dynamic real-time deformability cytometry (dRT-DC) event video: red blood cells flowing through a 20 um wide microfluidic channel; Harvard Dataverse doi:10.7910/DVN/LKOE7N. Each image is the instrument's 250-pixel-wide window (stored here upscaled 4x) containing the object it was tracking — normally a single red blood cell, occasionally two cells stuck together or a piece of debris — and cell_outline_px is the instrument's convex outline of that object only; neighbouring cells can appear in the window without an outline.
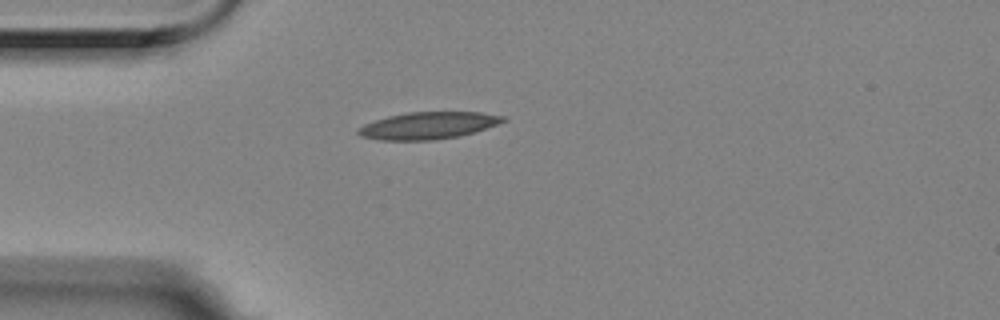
{"species": "Egyptian fruit bat (a non-hibernating species)", "species_latin": "Rousettus aegyptiacus", "temperature_condition": "room temperature", "stored_images_in_passage": 10, "camera_frame_rate_fps": 3000, "um_per_image_px": 0.085, "animal": {"sex": "female"}, "frame": {"image": 1, "passage_image": 1, "time_ms": 0.0, "image_size_px": [1000, 320], "cell_outline_px": [[508, 120], [476, 132], [460, 136], [432, 140], [380, 140], [360, 136], [356, 132], [356, 128], [364, 124], [388, 116], [408, 112], [480, 112], [504, 116]], "centroid_in_image_um": [36.39, 10.67], "position_along_channel_um": 48.6, "area_um2": 22.95}}
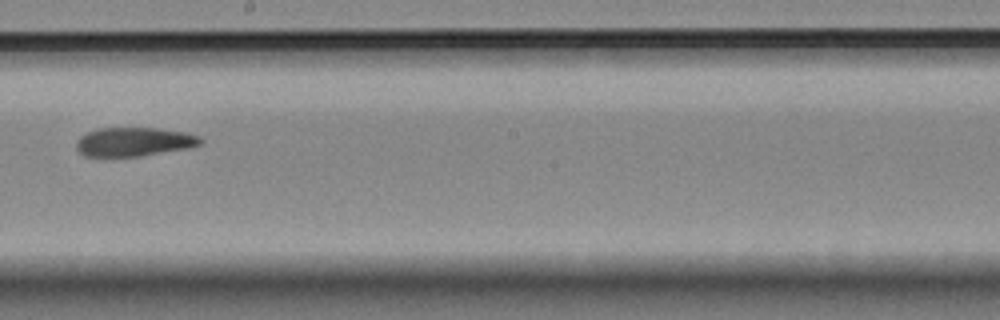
{"frame": {"image": 2, "passage_image": 6, "time_ms": 1.667, "image_size_px": [1000, 320], "cell_outline_px": [[204, 144], [192, 148], [140, 156], [84, 156], [76, 148], [76, 140], [80, 136], [88, 132], [100, 128], [156, 128], [184, 132], [200, 136], [204, 140]], "centroid_in_image_um": [11.45, 12.06], "position_along_channel_um": 236.7, "area_um2": 21.1}}
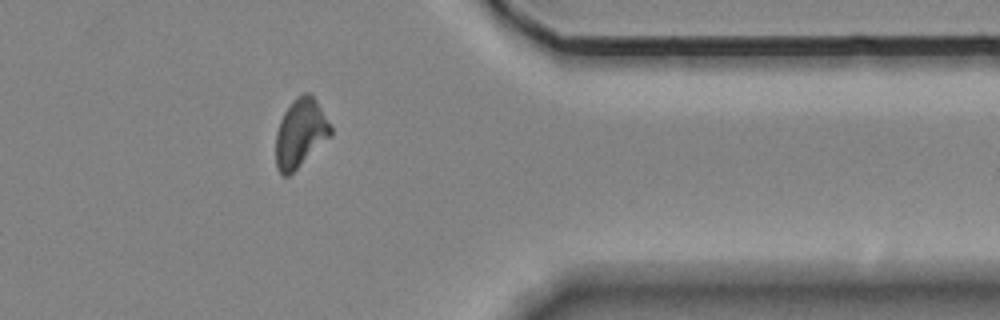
{"frame": {"image": 3, "passage_image": 10, "time_ms": 3.0, "image_size_px": [1000, 320], "cell_outline_px": [[332, 136], [288, 176], [284, 176], [276, 168], [276, 132], [280, 120], [284, 112], [304, 92], [308, 92], [316, 100], [332, 124]], "centroid_in_image_um": [25.56, 11.33], "position_along_channel_um": 385.8, "area_um2": 21.73}}